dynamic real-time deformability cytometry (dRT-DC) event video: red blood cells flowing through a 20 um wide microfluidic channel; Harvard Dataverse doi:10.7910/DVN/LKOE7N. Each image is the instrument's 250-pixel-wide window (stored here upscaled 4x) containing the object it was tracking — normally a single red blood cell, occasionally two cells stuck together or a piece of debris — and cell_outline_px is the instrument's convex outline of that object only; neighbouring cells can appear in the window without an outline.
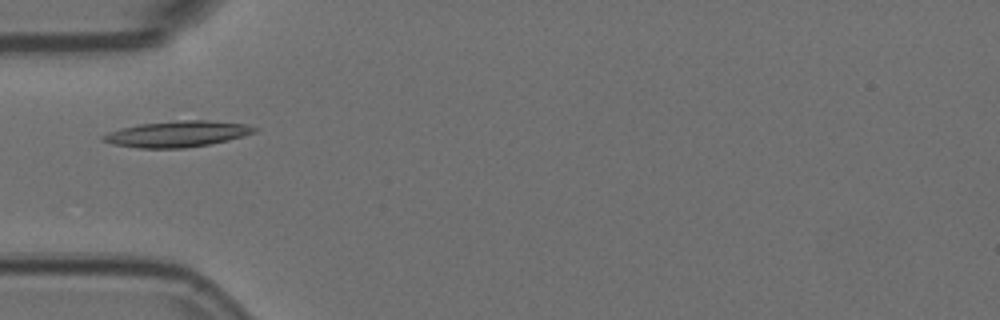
{"species": "Egyptian fruit bat (a non-hibernating species)", "species_latin": "Rousettus aegyptiacus", "temperature_condition": "room temperature", "stored_images_in_passage": 3, "camera_frame_rate_fps": 3000, "um_per_image_px": 0.085, "animal": {"sex": "female"}, "frame": {"image": 1, "passage_image": 1, "time_ms": 0.0, "image_size_px": [1000, 320], "cell_outline_px": [[260, 128], [256, 132], [244, 136], [228, 140], [208, 144], [184, 148], [140, 148], [112, 144], [100, 140], [100, 136], [108, 132], [120, 128], [140, 124], [184, 120], [208, 120], [248, 124]], "centroid_in_image_um": [15.08, 11.38], "position_along_channel_um": 69.9, "area_um2": 23.06}}
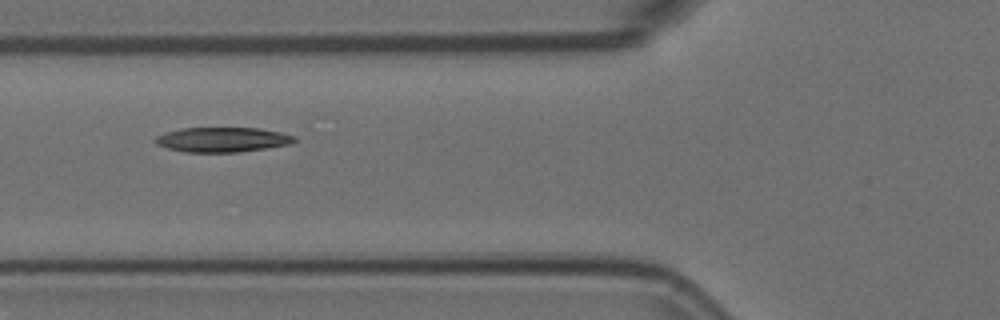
{"frame": {"image": 2, "passage_image": 2, "time_ms": 0.333, "image_size_px": [1000, 320], "cell_outline_px": [[296, 140], [292, 144], [240, 152], [184, 152], [168, 148], [156, 144], [156, 136], [164, 132], [180, 128], [260, 128], [280, 132], [296, 136]], "centroid_in_image_um": [18.92, 11.86], "position_along_channel_um": 106.9, "area_um2": 20.17}}
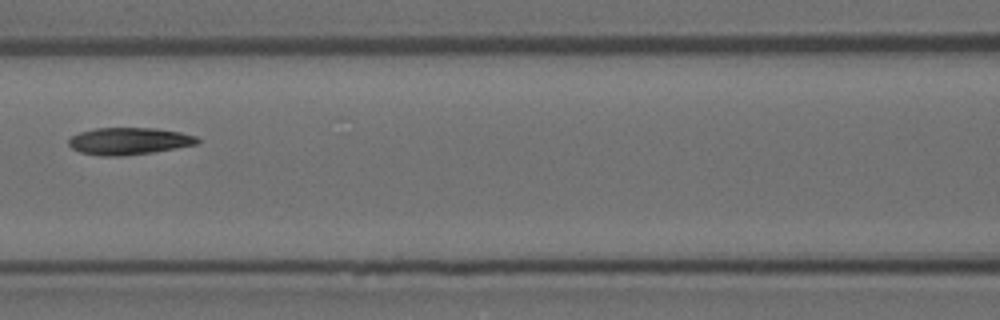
{"frame": {"image": 3, "passage_image": 3, "time_ms": 0.667, "image_size_px": [1000, 320], "cell_outline_px": [[200, 140], [196, 144], [176, 148], [152, 152], [120, 156], [100, 156], [80, 152], [72, 148], [68, 144], [68, 140], [72, 136], [80, 132], [96, 128], [156, 128], [180, 132], [196, 136]], "centroid_in_image_um": [10.95, 11.99], "position_along_channel_um": 155.7, "area_um2": 20.23}}